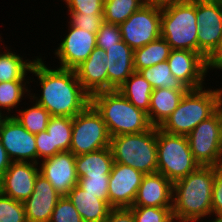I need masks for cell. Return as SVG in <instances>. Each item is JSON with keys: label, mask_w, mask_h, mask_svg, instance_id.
Returning a JSON list of instances; mask_svg holds the SVG:
<instances>
[{"label": "cell", "mask_w": 222, "mask_h": 222, "mask_svg": "<svg viewBox=\"0 0 222 222\" xmlns=\"http://www.w3.org/2000/svg\"><path fill=\"white\" fill-rule=\"evenodd\" d=\"M30 72L38 77L42 87L39 100L35 95L31 97L51 116L73 118L91 103V96L83 89L75 70L49 69L37 58Z\"/></svg>", "instance_id": "cell-1"}, {"label": "cell", "mask_w": 222, "mask_h": 222, "mask_svg": "<svg viewBox=\"0 0 222 222\" xmlns=\"http://www.w3.org/2000/svg\"><path fill=\"white\" fill-rule=\"evenodd\" d=\"M215 167L199 166L173 183L172 213L179 222L198 221L212 214Z\"/></svg>", "instance_id": "cell-2"}, {"label": "cell", "mask_w": 222, "mask_h": 222, "mask_svg": "<svg viewBox=\"0 0 222 222\" xmlns=\"http://www.w3.org/2000/svg\"><path fill=\"white\" fill-rule=\"evenodd\" d=\"M91 104L101 114L110 137L142 133L152 127L147 113L138 109L118 90L93 94Z\"/></svg>", "instance_id": "cell-3"}, {"label": "cell", "mask_w": 222, "mask_h": 222, "mask_svg": "<svg viewBox=\"0 0 222 222\" xmlns=\"http://www.w3.org/2000/svg\"><path fill=\"white\" fill-rule=\"evenodd\" d=\"M222 106V89H189L178 107L159 127L177 135H188L201 121L208 119Z\"/></svg>", "instance_id": "cell-4"}, {"label": "cell", "mask_w": 222, "mask_h": 222, "mask_svg": "<svg viewBox=\"0 0 222 222\" xmlns=\"http://www.w3.org/2000/svg\"><path fill=\"white\" fill-rule=\"evenodd\" d=\"M196 0H180L162 4L161 37L171 49L198 52Z\"/></svg>", "instance_id": "cell-5"}, {"label": "cell", "mask_w": 222, "mask_h": 222, "mask_svg": "<svg viewBox=\"0 0 222 222\" xmlns=\"http://www.w3.org/2000/svg\"><path fill=\"white\" fill-rule=\"evenodd\" d=\"M109 147L114 163L128 165L143 174L157 172V127L142 133L113 136Z\"/></svg>", "instance_id": "cell-6"}, {"label": "cell", "mask_w": 222, "mask_h": 222, "mask_svg": "<svg viewBox=\"0 0 222 222\" xmlns=\"http://www.w3.org/2000/svg\"><path fill=\"white\" fill-rule=\"evenodd\" d=\"M157 172L172 183L200 165L195 161L186 135L170 134L157 127Z\"/></svg>", "instance_id": "cell-7"}, {"label": "cell", "mask_w": 222, "mask_h": 222, "mask_svg": "<svg viewBox=\"0 0 222 222\" xmlns=\"http://www.w3.org/2000/svg\"><path fill=\"white\" fill-rule=\"evenodd\" d=\"M110 140L106 123L91 103L73 117L69 149L73 155L77 156L107 148L110 145Z\"/></svg>", "instance_id": "cell-8"}, {"label": "cell", "mask_w": 222, "mask_h": 222, "mask_svg": "<svg viewBox=\"0 0 222 222\" xmlns=\"http://www.w3.org/2000/svg\"><path fill=\"white\" fill-rule=\"evenodd\" d=\"M190 150L200 166H221L222 106L187 135Z\"/></svg>", "instance_id": "cell-9"}, {"label": "cell", "mask_w": 222, "mask_h": 222, "mask_svg": "<svg viewBox=\"0 0 222 222\" xmlns=\"http://www.w3.org/2000/svg\"><path fill=\"white\" fill-rule=\"evenodd\" d=\"M162 4L148 1L119 25L122 40L133 50L161 37Z\"/></svg>", "instance_id": "cell-10"}, {"label": "cell", "mask_w": 222, "mask_h": 222, "mask_svg": "<svg viewBox=\"0 0 222 222\" xmlns=\"http://www.w3.org/2000/svg\"><path fill=\"white\" fill-rule=\"evenodd\" d=\"M198 53L207 59L222 37V0H196Z\"/></svg>", "instance_id": "cell-11"}, {"label": "cell", "mask_w": 222, "mask_h": 222, "mask_svg": "<svg viewBox=\"0 0 222 222\" xmlns=\"http://www.w3.org/2000/svg\"><path fill=\"white\" fill-rule=\"evenodd\" d=\"M0 139L12 162H29L31 159V163L39 164L35 134L26 130L13 115L6 116L2 121Z\"/></svg>", "instance_id": "cell-12"}, {"label": "cell", "mask_w": 222, "mask_h": 222, "mask_svg": "<svg viewBox=\"0 0 222 222\" xmlns=\"http://www.w3.org/2000/svg\"><path fill=\"white\" fill-rule=\"evenodd\" d=\"M144 174L128 165L113 163L109 175L108 202L112 208L133 206Z\"/></svg>", "instance_id": "cell-13"}, {"label": "cell", "mask_w": 222, "mask_h": 222, "mask_svg": "<svg viewBox=\"0 0 222 222\" xmlns=\"http://www.w3.org/2000/svg\"><path fill=\"white\" fill-rule=\"evenodd\" d=\"M172 74L188 89L202 88L208 72L206 59L198 52L171 49L167 59Z\"/></svg>", "instance_id": "cell-14"}, {"label": "cell", "mask_w": 222, "mask_h": 222, "mask_svg": "<svg viewBox=\"0 0 222 222\" xmlns=\"http://www.w3.org/2000/svg\"><path fill=\"white\" fill-rule=\"evenodd\" d=\"M75 161L76 156L70 151L59 152L42 161L40 174L61 196H66L78 184Z\"/></svg>", "instance_id": "cell-15"}, {"label": "cell", "mask_w": 222, "mask_h": 222, "mask_svg": "<svg viewBox=\"0 0 222 222\" xmlns=\"http://www.w3.org/2000/svg\"><path fill=\"white\" fill-rule=\"evenodd\" d=\"M37 163L11 162L0 178V193L17 200L26 201L34 191V183L40 173Z\"/></svg>", "instance_id": "cell-16"}, {"label": "cell", "mask_w": 222, "mask_h": 222, "mask_svg": "<svg viewBox=\"0 0 222 222\" xmlns=\"http://www.w3.org/2000/svg\"><path fill=\"white\" fill-rule=\"evenodd\" d=\"M70 31L55 54L61 61L60 68L75 70L95 49L96 33L70 25Z\"/></svg>", "instance_id": "cell-17"}, {"label": "cell", "mask_w": 222, "mask_h": 222, "mask_svg": "<svg viewBox=\"0 0 222 222\" xmlns=\"http://www.w3.org/2000/svg\"><path fill=\"white\" fill-rule=\"evenodd\" d=\"M62 196L40 173L34 183V191L23 202L27 222H49L56 203Z\"/></svg>", "instance_id": "cell-18"}, {"label": "cell", "mask_w": 222, "mask_h": 222, "mask_svg": "<svg viewBox=\"0 0 222 222\" xmlns=\"http://www.w3.org/2000/svg\"><path fill=\"white\" fill-rule=\"evenodd\" d=\"M107 70L108 55L104 49L96 46L75 72L83 89L92 96L101 91H108Z\"/></svg>", "instance_id": "cell-19"}, {"label": "cell", "mask_w": 222, "mask_h": 222, "mask_svg": "<svg viewBox=\"0 0 222 222\" xmlns=\"http://www.w3.org/2000/svg\"><path fill=\"white\" fill-rule=\"evenodd\" d=\"M173 183L159 172L144 174L133 206L172 208Z\"/></svg>", "instance_id": "cell-20"}, {"label": "cell", "mask_w": 222, "mask_h": 222, "mask_svg": "<svg viewBox=\"0 0 222 222\" xmlns=\"http://www.w3.org/2000/svg\"><path fill=\"white\" fill-rule=\"evenodd\" d=\"M105 51L108 55V91L117 90L135 72L134 50L121 40Z\"/></svg>", "instance_id": "cell-21"}, {"label": "cell", "mask_w": 222, "mask_h": 222, "mask_svg": "<svg viewBox=\"0 0 222 222\" xmlns=\"http://www.w3.org/2000/svg\"><path fill=\"white\" fill-rule=\"evenodd\" d=\"M83 222H104L112 207L108 199H98L76 185L67 195Z\"/></svg>", "instance_id": "cell-22"}, {"label": "cell", "mask_w": 222, "mask_h": 222, "mask_svg": "<svg viewBox=\"0 0 222 222\" xmlns=\"http://www.w3.org/2000/svg\"><path fill=\"white\" fill-rule=\"evenodd\" d=\"M187 91L168 88L153 89L148 113L150 124L154 127H160L178 107Z\"/></svg>", "instance_id": "cell-23"}, {"label": "cell", "mask_w": 222, "mask_h": 222, "mask_svg": "<svg viewBox=\"0 0 222 222\" xmlns=\"http://www.w3.org/2000/svg\"><path fill=\"white\" fill-rule=\"evenodd\" d=\"M114 160L110 147L76 156L75 167L78 178L109 176Z\"/></svg>", "instance_id": "cell-24"}, {"label": "cell", "mask_w": 222, "mask_h": 222, "mask_svg": "<svg viewBox=\"0 0 222 222\" xmlns=\"http://www.w3.org/2000/svg\"><path fill=\"white\" fill-rule=\"evenodd\" d=\"M117 90L148 115L153 88L139 72H133Z\"/></svg>", "instance_id": "cell-25"}, {"label": "cell", "mask_w": 222, "mask_h": 222, "mask_svg": "<svg viewBox=\"0 0 222 222\" xmlns=\"http://www.w3.org/2000/svg\"><path fill=\"white\" fill-rule=\"evenodd\" d=\"M170 51L171 47L163 37L135 49L133 56L135 72L167 61Z\"/></svg>", "instance_id": "cell-26"}, {"label": "cell", "mask_w": 222, "mask_h": 222, "mask_svg": "<svg viewBox=\"0 0 222 222\" xmlns=\"http://www.w3.org/2000/svg\"><path fill=\"white\" fill-rule=\"evenodd\" d=\"M73 118L51 116L46 128L52 140V156L69 151L72 137Z\"/></svg>", "instance_id": "cell-27"}, {"label": "cell", "mask_w": 222, "mask_h": 222, "mask_svg": "<svg viewBox=\"0 0 222 222\" xmlns=\"http://www.w3.org/2000/svg\"><path fill=\"white\" fill-rule=\"evenodd\" d=\"M139 73L151 84L153 89L189 90L172 74L167 61L142 69Z\"/></svg>", "instance_id": "cell-28"}, {"label": "cell", "mask_w": 222, "mask_h": 222, "mask_svg": "<svg viewBox=\"0 0 222 222\" xmlns=\"http://www.w3.org/2000/svg\"><path fill=\"white\" fill-rule=\"evenodd\" d=\"M6 52L0 54V82L24 81L27 71H31L34 60L27 62L16 53Z\"/></svg>", "instance_id": "cell-29"}, {"label": "cell", "mask_w": 222, "mask_h": 222, "mask_svg": "<svg viewBox=\"0 0 222 222\" xmlns=\"http://www.w3.org/2000/svg\"><path fill=\"white\" fill-rule=\"evenodd\" d=\"M148 0H104V22L120 25Z\"/></svg>", "instance_id": "cell-30"}, {"label": "cell", "mask_w": 222, "mask_h": 222, "mask_svg": "<svg viewBox=\"0 0 222 222\" xmlns=\"http://www.w3.org/2000/svg\"><path fill=\"white\" fill-rule=\"evenodd\" d=\"M19 115L13 117L16 118L26 130L33 134L46 131L51 117L50 113L36 102L31 108L20 111Z\"/></svg>", "instance_id": "cell-31"}, {"label": "cell", "mask_w": 222, "mask_h": 222, "mask_svg": "<svg viewBox=\"0 0 222 222\" xmlns=\"http://www.w3.org/2000/svg\"><path fill=\"white\" fill-rule=\"evenodd\" d=\"M24 85L23 81L0 82V108L10 111L15 107L27 92Z\"/></svg>", "instance_id": "cell-32"}, {"label": "cell", "mask_w": 222, "mask_h": 222, "mask_svg": "<svg viewBox=\"0 0 222 222\" xmlns=\"http://www.w3.org/2000/svg\"><path fill=\"white\" fill-rule=\"evenodd\" d=\"M129 209L135 222H170L173 219L172 208L132 206Z\"/></svg>", "instance_id": "cell-33"}, {"label": "cell", "mask_w": 222, "mask_h": 222, "mask_svg": "<svg viewBox=\"0 0 222 222\" xmlns=\"http://www.w3.org/2000/svg\"><path fill=\"white\" fill-rule=\"evenodd\" d=\"M0 222H27L23 202L0 193Z\"/></svg>", "instance_id": "cell-34"}, {"label": "cell", "mask_w": 222, "mask_h": 222, "mask_svg": "<svg viewBox=\"0 0 222 222\" xmlns=\"http://www.w3.org/2000/svg\"><path fill=\"white\" fill-rule=\"evenodd\" d=\"M49 222H83L67 196H62L56 203Z\"/></svg>", "instance_id": "cell-35"}, {"label": "cell", "mask_w": 222, "mask_h": 222, "mask_svg": "<svg viewBox=\"0 0 222 222\" xmlns=\"http://www.w3.org/2000/svg\"><path fill=\"white\" fill-rule=\"evenodd\" d=\"M77 185L98 199H108L109 176L80 177Z\"/></svg>", "instance_id": "cell-36"}, {"label": "cell", "mask_w": 222, "mask_h": 222, "mask_svg": "<svg viewBox=\"0 0 222 222\" xmlns=\"http://www.w3.org/2000/svg\"><path fill=\"white\" fill-rule=\"evenodd\" d=\"M70 16V25L87 30L90 33H97L104 22L103 14L70 12Z\"/></svg>", "instance_id": "cell-37"}, {"label": "cell", "mask_w": 222, "mask_h": 222, "mask_svg": "<svg viewBox=\"0 0 222 222\" xmlns=\"http://www.w3.org/2000/svg\"><path fill=\"white\" fill-rule=\"evenodd\" d=\"M122 40L119 25L103 22L96 33V45L104 50Z\"/></svg>", "instance_id": "cell-38"}, {"label": "cell", "mask_w": 222, "mask_h": 222, "mask_svg": "<svg viewBox=\"0 0 222 222\" xmlns=\"http://www.w3.org/2000/svg\"><path fill=\"white\" fill-rule=\"evenodd\" d=\"M70 12L83 14H103L104 0H64Z\"/></svg>", "instance_id": "cell-39"}, {"label": "cell", "mask_w": 222, "mask_h": 222, "mask_svg": "<svg viewBox=\"0 0 222 222\" xmlns=\"http://www.w3.org/2000/svg\"><path fill=\"white\" fill-rule=\"evenodd\" d=\"M212 213H222V166L215 167V178L212 188Z\"/></svg>", "instance_id": "cell-40"}, {"label": "cell", "mask_w": 222, "mask_h": 222, "mask_svg": "<svg viewBox=\"0 0 222 222\" xmlns=\"http://www.w3.org/2000/svg\"><path fill=\"white\" fill-rule=\"evenodd\" d=\"M35 143L37 148V158L47 159L52 157V140L50 134L46 131L35 134Z\"/></svg>", "instance_id": "cell-41"}, {"label": "cell", "mask_w": 222, "mask_h": 222, "mask_svg": "<svg viewBox=\"0 0 222 222\" xmlns=\"http://www.w3.org/2000/svg\"><path fill=\"white\" fill-rule=\"evenodd\" d=\"M104 222H135V218L129 208H112Z\"/></svg>", "instance_id": "cell-42"}, {"label": "cell", "mask_w": 222, "mask_h": 222, "mask_svg": "<svg viewBox=\"0 0 222 222\" xmlns=\"http://www.w3.org/2000/svg\"><path fill=\"white\" fill-rule=\"evenodd\" d=\"M207 68L222 69V37L215 51L206 59Z\"/></svg>", "instance_id": "cell-43"}, {"label": "cell", "mask_w": 222, "mask_h": 222, "mask_svg": "<svg viewBox=\"0 0 222 222\" xmlns=\"http://www.w3.org/2000/svg\"><path fill=\"white\" fill-rule=\"evenodd\" d=\"M11 160L9 159L5 148L2 145L0 139V178L4 175L11 164Z\"/></svg>", "instance_id": "cell-44"}, {"label": "cell", "mask_w": 222, "mask_h": 222, "mask_svg": "<svg viewBox=\"0 0 222 222\" xmlns=\"http://www.w3.org/2000/svg\"><path fill=\"white\" fill-rule=\"evenodd\" d=\"M148 1L158 3V4H164L167 2L180 1V0H148Z\"/></svg>", "instance_id": "cell-45"}, {"label": "cell", "mask_w": 222, "mask_h": 222, "mask_svg": "<svg viewBox=\"0 0 222 222\" xmlns=\"http://www.w3.org/2000/svg\"><path fill=\"white\" fill-rule=\"evenodd\" d=\"M211 222H222V213L216 216V219H214Z\"/></svg>", "instance_id": "cell-46"}, {"label": "cell", "mask_w": 222, "mask_h": 222, "mask_svg": "<svg viewBox=\"0 0 222 222\" xmlns=\"http://www.w3.org/2000/svg\"><path fill=\"white\" fill-rule=\"evenodd\" d=\"M5 117H6V116H3L2 113H1V111H0V126H1V123H2V121L4 120Z\"/></svg>", "instance_id": "cell-47"}]
</instances>
